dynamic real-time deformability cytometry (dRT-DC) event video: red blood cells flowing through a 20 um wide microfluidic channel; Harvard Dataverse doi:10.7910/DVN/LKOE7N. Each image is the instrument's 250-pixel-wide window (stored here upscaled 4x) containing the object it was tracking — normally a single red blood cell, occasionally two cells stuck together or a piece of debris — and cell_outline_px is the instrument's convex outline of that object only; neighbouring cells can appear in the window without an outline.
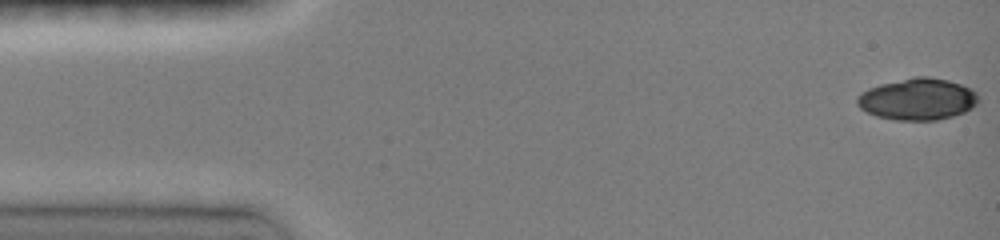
{"species": "common noctule bat (a hibernating species)", "species_latin": "Nyctalus noctula", "temperature_condition": "room temperature", "stored_images_in_passage": 42, "camera_frame_rate_fps": 3000, "um_per_image_px": 0.085, "animal": {"sex": "female", "body_mass_g": 19.0, "forearm_length_mm": 51.5}, "frame": {"image": 1, "passage_image": 1, "time_ms": 0.0, "image_size_px": [1000, 240], "cell_outline_px": [[980, 100], [972, 108], [964, 112], [952, 116], [936, 120], [896, 120], [876, 116], [860, 108], [856, 104], [856, 96], [860, 92], [868, 88], [880, 84], [912, 76], [928, 76], [948, 80], [960, 84], [976, 92], [980, 96]], "centroid_in_image_um": [77.98, 8.42], "position_along_channel_um": 7.0, "area_um2": 29.71}}
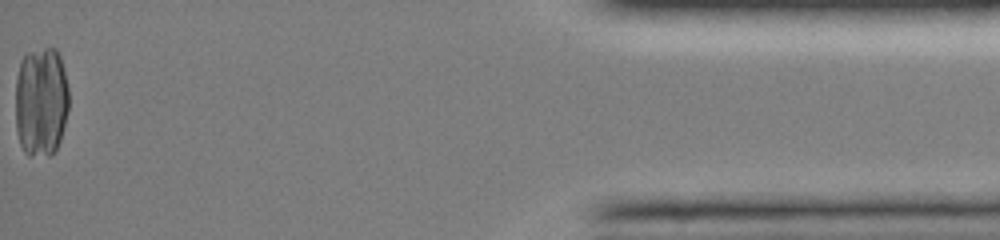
{"frame": {"image": 2, "passage_image": 42, "time_ms": 15.333, "image_size_px": [1000, 240], "cell_outline_px": [[68, 108], [60, 140], [56, 148], [48, 156], [28, 156], [24, 152], [20, 144], [16, 128], [16, 80], [20, 60], [28, 52], [44, 48], [56, 48], [60, 56], [68, 88]], "centroid_in_image_um": [3.48, 8.64], "position_along_channel_um": 431.7, "area_um2": 34.45}}